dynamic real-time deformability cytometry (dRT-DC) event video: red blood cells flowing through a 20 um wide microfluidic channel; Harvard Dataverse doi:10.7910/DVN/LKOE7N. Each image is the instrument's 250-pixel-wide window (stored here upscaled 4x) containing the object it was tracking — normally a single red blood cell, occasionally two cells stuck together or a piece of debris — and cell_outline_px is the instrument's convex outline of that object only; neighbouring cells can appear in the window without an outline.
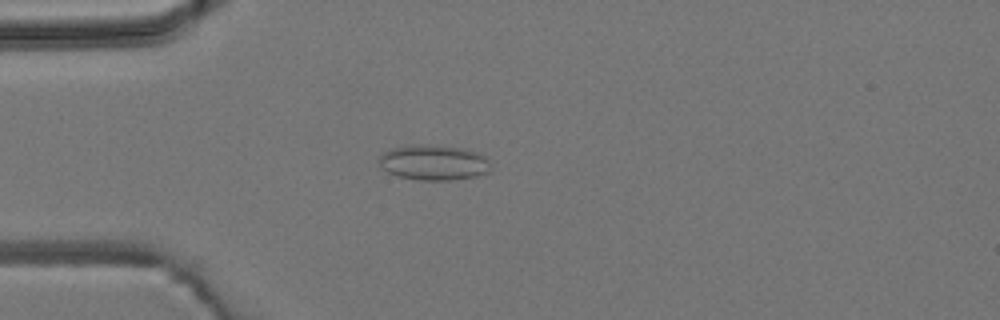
{"species": "common noctule bat (a hibernating species)", "species_latin": "Nyctalus noctula", "temperature_condition": "room temperature", "stored_images_in_passage": 4, "camera_frame_rate_fps": 3000, "um_per_image_px": 0.085, "animal": {"sex": "male", "body_mass_g": 19.2, "forearm_length_mm": 51.8}, "frame": {"image": 1, "passage_image": 4, "time_ms": 3.333, "image_size_px": [1000, 320], "cell_outline_px": [[488, 172], [476, 176], [452, 180], [420, 180], [400, 176], [388, 172], [380, 164], [380, 156], [384, 152], [392, 148], [412, 144], [436, 144], [464, 148], [480, 152], [488, 156]], "centroid_in_image_um": [36.9, 13.78], "position_along_channel_um": 48.1, "area_um2": 23.12}}